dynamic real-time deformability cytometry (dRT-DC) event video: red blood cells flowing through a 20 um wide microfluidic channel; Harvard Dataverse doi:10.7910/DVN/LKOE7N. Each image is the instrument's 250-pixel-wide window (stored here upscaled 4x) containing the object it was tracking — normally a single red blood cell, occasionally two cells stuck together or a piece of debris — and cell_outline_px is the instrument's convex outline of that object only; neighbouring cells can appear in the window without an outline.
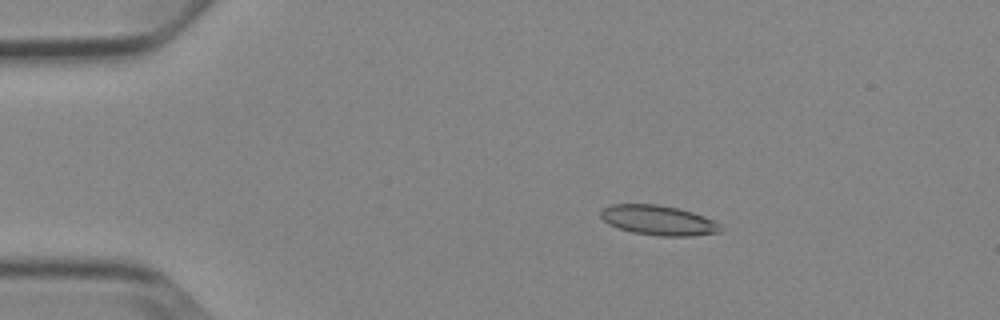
{"species": "Egyptian fruit bat (a non-hibernating species)", "species_latin": "Rousettus aegyptiacus", "temperature_condition": "cold", "stored_images_in_passage": 5, "camera_frame_rate_fps": 3000, "um_per_image_px": 0.085, "animal": {"sex": "female"}, "frame": {"image": 1, "passage_image": 3, "time_ms": 2.333, "image_size_px": [1000, 320], "cell_outline_px": [[724, 228], [720, 232], [692, 236], [660, 236], [632, 232], [608, 224], [600, 216], [600, 212], [604, 208], [612, 204], [660, 204], [680, 208], [704, 216], [720, 224]], "centroid_in_image_um": [55.99, 18.72], "position_along_channel_um": 29.0, "area_um2": 20.92}}